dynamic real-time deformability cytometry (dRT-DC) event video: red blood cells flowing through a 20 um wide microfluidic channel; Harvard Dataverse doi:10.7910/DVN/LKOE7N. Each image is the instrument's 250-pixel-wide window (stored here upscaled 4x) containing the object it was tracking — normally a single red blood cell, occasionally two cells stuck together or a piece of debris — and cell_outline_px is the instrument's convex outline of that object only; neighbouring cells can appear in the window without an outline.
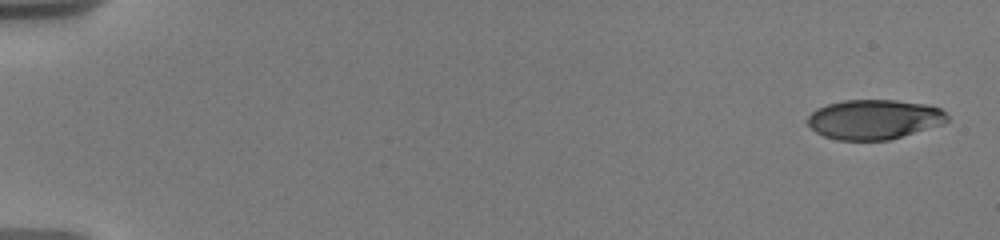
{"species": "human", "species_latin": "Homo sapiens", "temperature_condition": "warm", "stored_images_in_passage": 32, "camera_frame_rate_fps": 3000, "um_per_image_px": 0.085, "donor": {"sex": "male"}, "frame": {"image": 1, "passage_image": 1, "time_ms": 0.0, "image_size_px": [1000, 240], "cell_outline_px": [[948, 120], [944, 124], [888, 140], [836, 140], [824, 136], [816, 132], [808, 124], [808, 116], [816, 108], [828, 104], [844, 100], [896, 100], [924, 104], [940, 108], [948, 116]], "centroid_in_image_um": [74.3, 10.15], "position_along_channel_um": 10.7, "area_um2": 32.25}}
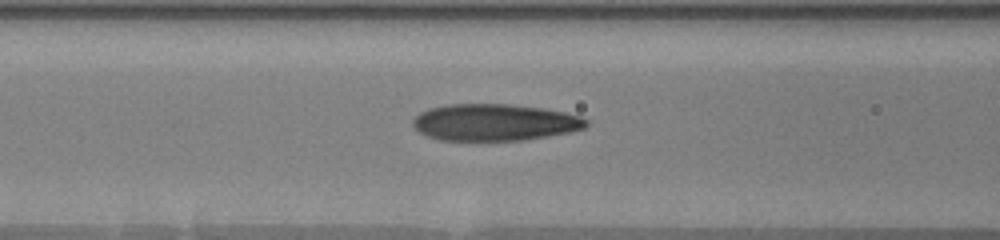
{"frame": {"image": 2, "passage_image": 14, "time_ms": 7.667, "image_size_px": [1000, 240], "cell_outline_px": [[588, 124], [584, 128], [572, 132], [524, 140], [440, 140], [428, 136], [420, 132], [412, 124], [412, 120], [420, 112], [428, 108], [448, 104], [508, 104], [544, 108], [564, 112], [580, 116], [588, 120]], "centroid_in_image_um": [42.05, 10.39], "position_along_channel_um": 124.5, "area_um2": 37.22}}
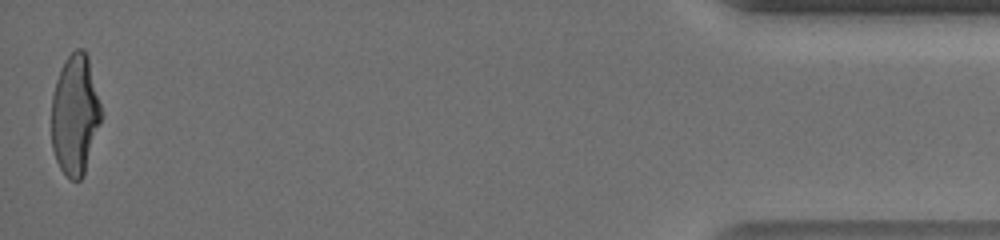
{"frame": {"image": 3, "passage_image": 32, "time_ms": 18.0, "image_size_px": [1000, 240], "cell_outline_px": [[100, 124], [84, 176], [80, 180], [72, 180], [60, 168], [56, 160], [52, 148], [52, 96], [56, 80], [60, 68], [64, 60], [76, 48], [84, 48], [88, 56], [100, 104]], "centroid_in_image_um": [6.37, 9.75], "position_along_channel_um": 428.8, "area_um2": 34.74}, "authors_computed_cell_mechanics": {"area_um2": 35.4025, "velocity_mm_per_s": 3.6976, "shape_relaxation_time_tau1_ms": 7.0638, "shape_relaxation_time_tau2_ms": 1.2563, "deformation_change_tau1": 0.2631, "deformation_change_tau2": 0.0876}}